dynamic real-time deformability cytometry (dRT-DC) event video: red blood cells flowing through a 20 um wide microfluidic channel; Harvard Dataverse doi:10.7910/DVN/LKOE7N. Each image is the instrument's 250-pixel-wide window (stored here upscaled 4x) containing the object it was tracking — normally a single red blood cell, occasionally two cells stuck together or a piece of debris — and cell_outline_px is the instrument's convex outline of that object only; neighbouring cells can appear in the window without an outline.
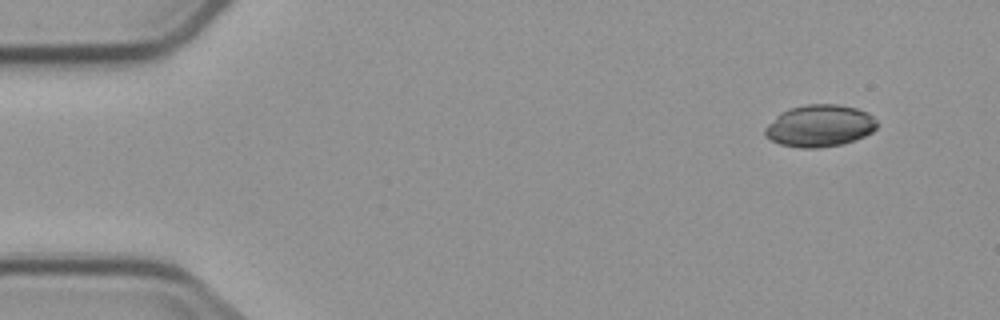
{"species": "common noctule bat (a hibernating species)", "species_latin": "Nyctalus noctula", "temperature_condition": "cold", "stored_images_in_passage": 4, "camera_frame_rate_fps": 3000, "um_per_image_px": 0.085, "animal": {"sex": "male", "body_mass_g": 23.1, "forearm_length_mm": 52.7}, "frame": {"image": 1, "passage_image": 1, "time_ms": 0.0, "image_size_px": [1000, 320], "cell_outline_px": [[876, 128], [872, 132], [856, 140], [844, 144], [820, 148], [800, 148], [780, 144], [764, 136], [764, 128], [776, 116], [792, 108], [808, 104], [836, 104], [856, 108], [868, 112], [876, 120]], "centroid_in_image_um": [69.68, 10.71], "position_along_channel_um": 15.3, "area_um2": 27.4}}
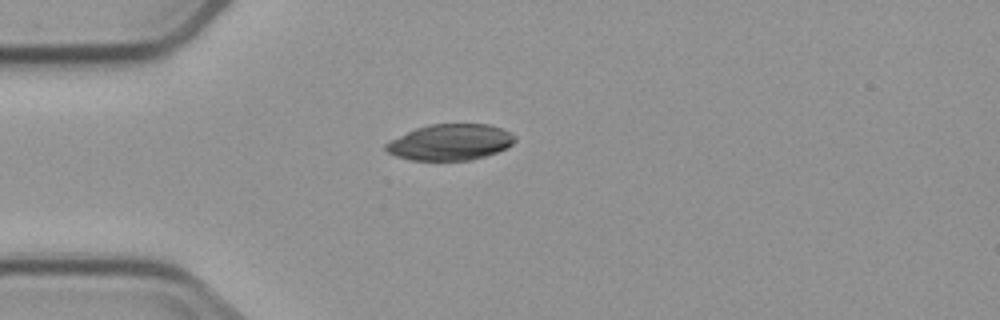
{"frame": {"image": 2, "passage_image": 4, "time_ms": 3.333, "image_size_px": [1000, 320], "cell_outline_px": [[516, 140], [512, 144], [496, 152], [484, 156], [468, 160], [412, 160], [396, 156], [388, 152], [384, 148], [384, 144], [416, 128], [432, 124], [488, 124], [500, 128], [516, 136]], "centroid_in_image_um": [38.27, 12.09], "position_along_channel_um": 46.7, "area_um2": 26.7}}